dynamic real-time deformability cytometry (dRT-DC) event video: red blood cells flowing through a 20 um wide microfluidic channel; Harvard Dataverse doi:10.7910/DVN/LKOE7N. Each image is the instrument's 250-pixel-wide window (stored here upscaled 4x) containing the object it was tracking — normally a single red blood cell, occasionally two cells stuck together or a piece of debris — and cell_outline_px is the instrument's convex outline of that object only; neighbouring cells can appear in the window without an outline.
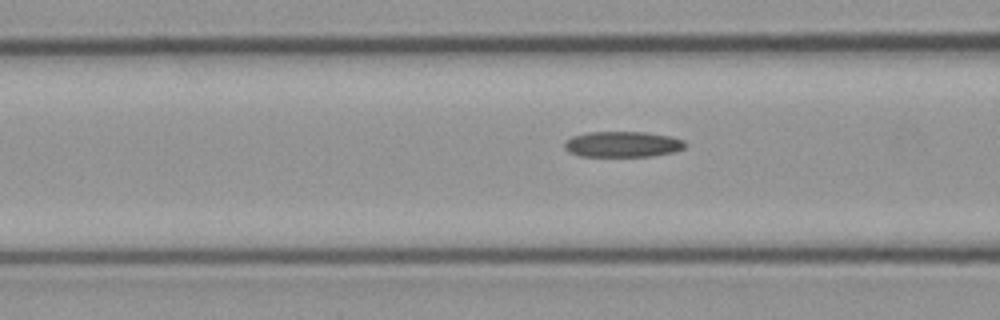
{"species": "common noctule bat (a hibernating species)", "species_latin": "Nyctalus noctula", "temperature_condition": "cold", "stored_images_in_passage": 17, "camera_frame_rate_fps": 3000, "um_per_image_px": 0.085, "animal": {"sex": "male", "body_mass_g": 23.1, "forearm_length_mm": 52.7}, "frame": {"image": 1, "passage_image": 15, "time_ms": 4.667, "image_size_px": [1000, 320], "cell_outline_px": [[684, 148], [676, 152], [652, 156], [580, 156], [568, 152], [564, 148], [564, 144], [572, 136], [588, 132], [644, 132], [672, 136], [684, 140]], "centroid_in_image_um": [52.93, 12.26], "position_along_channel_um": 113.7, "area_um2": 18.15}}